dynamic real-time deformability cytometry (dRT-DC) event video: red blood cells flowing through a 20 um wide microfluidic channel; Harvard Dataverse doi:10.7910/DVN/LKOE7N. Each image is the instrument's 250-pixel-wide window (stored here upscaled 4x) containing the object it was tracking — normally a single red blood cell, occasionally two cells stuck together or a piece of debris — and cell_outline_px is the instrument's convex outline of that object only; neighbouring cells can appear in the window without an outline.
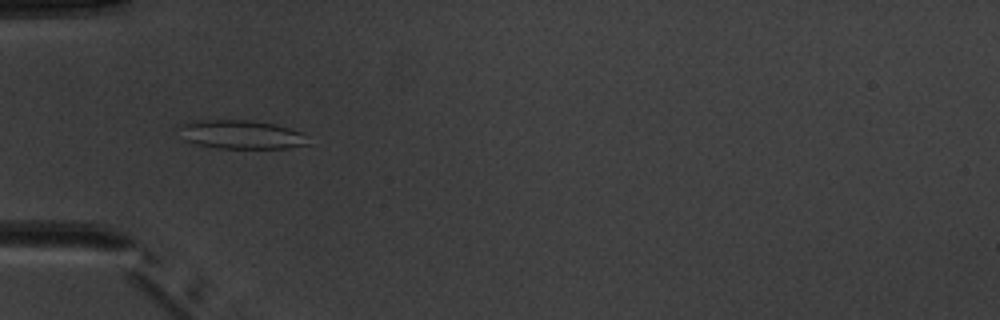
{"species": "common noctule bat (a hibernating species)", "species_latin": "Nyctalus noctula", "temperature_condition": "warm", "stored_images_in_passage": 7, "camera_frame_rate_fps": 3000, "um_per_image_px": 0.085, "animal": {"sex": "male", "body_mass_g": 20.1, "forearm_length_mm": 53.5}, "frame": {"image": 1, "passage_image": 4, "time_ms": 3.333, "image_size_px": [1000, 320], "cell_outline_px": [[308, 144], [288, 148], [216, 148], [192, 144], [184, 140], [176, 128], [184, 124], [200, 120], [252, 120], [272, 124], [288, 128], [300, 132]], "centroid_in_image_um": [20.4, 11.44], "position_along_channel_um": 64.6, "area_um2": 21.44}}
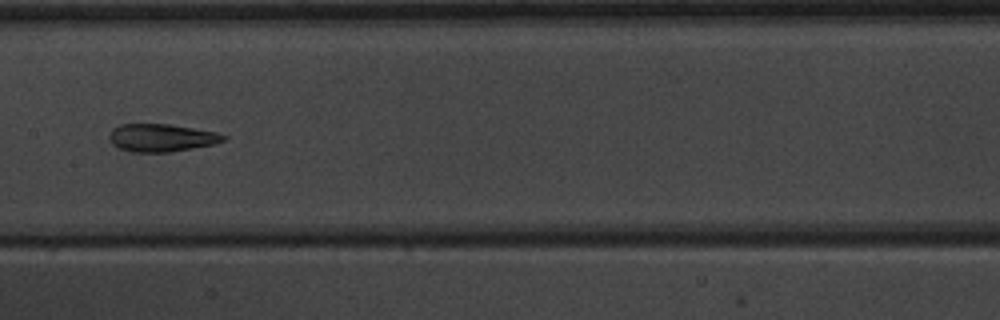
{"frame": {"image": 2, "passage_image": 7, "time_ms": 6.667, "image_size_px": [1000, 320], "cell_outline_px": [[228, 136], [224, 140], [212, 144], [192, 148], [168, 152], [132, 152], [116, 148], [108, 140], [108, 136], [112, 128], [120, 124], [168, 124], [216, 132]], "centroid_in_image_um": [13.65, 11.71], "position_along_channel_um": 193.8, "area_um2": 18.5}}